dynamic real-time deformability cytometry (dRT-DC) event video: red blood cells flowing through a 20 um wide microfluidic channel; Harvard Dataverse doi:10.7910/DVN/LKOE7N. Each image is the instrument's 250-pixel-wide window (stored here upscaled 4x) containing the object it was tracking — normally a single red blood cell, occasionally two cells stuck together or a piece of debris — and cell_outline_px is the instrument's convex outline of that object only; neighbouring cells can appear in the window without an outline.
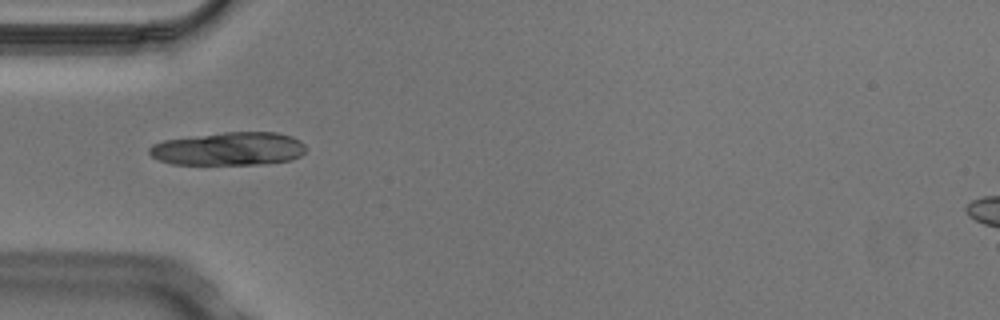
{"species": "Egyptian fruit bat (a non-hibernating species)", "species_latin": "Rousettus aegyptiacus", "temperature_condition": "cold", "stored_images_in_passage": 7, "camera_frame_rate_fps": 3000, "um_per_image_px": 0.085, "animal": {"sex": "male"}, "frame": {"image": 1, "passage_image": 5, "time_ms": 1.333, "image_size_px": [1000, 320], "cell_outline_px": [[308, 148], [300, 156], [292, 160], [260, 164], [172, 164], [160, 160], [152, 156], [148, 152], [148, 148], [152, 144], [164, 140], [224, 132], [276, 132], [292, 136], [300, 140]], "centroid_in_image_um": [19.48, 12.64], "position_along_channel_um": 65.5, "area_um2": 30.4}}
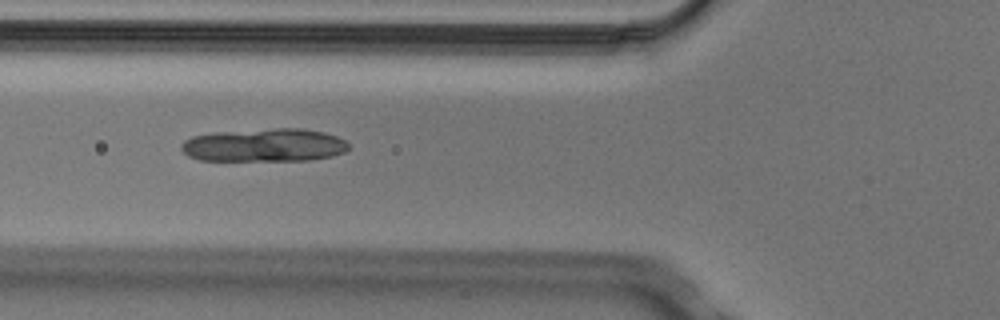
{"frame": {"image": 2, "passage_image": 6, "time_ms": 1.667, "image_size_px": [1000, 320], "cell_outline_px": [[348, 148], [344, 152], [332, 156], [308, 160], [200, 160], [188, 156], [180, 148], [180, 144], [184, 140], [192, 136], [212, 132], [276, 128], [300, 128], [324, 132], [336, 136], [344, 140], [348, 144]], "centroid_in_image_um": [22.43, 12.33], "position_along_channel_um": 103.4, "area_um2": 32.43}}
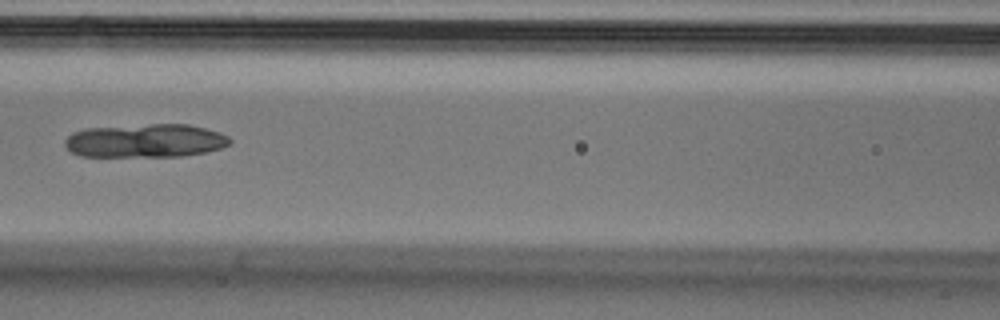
{"frame": {"image": 3, "passage_image": 7, "time_ms": 2.0, "image_size_px": [1000, 320], "cell_outline_px": [[232, 144], [220, 148], [204, 152], [180, 156], [80, 156], [72, 152], [64, 144], [64, 140], [72, 132], [84, 128], [152, 124], [188, 124], [220, 132], [228, 136], [232, 140]], "centroid_in_image_um": [12.36, 11.95], "position_along_channel_um": 154.2, "area_um2": 32.25}}